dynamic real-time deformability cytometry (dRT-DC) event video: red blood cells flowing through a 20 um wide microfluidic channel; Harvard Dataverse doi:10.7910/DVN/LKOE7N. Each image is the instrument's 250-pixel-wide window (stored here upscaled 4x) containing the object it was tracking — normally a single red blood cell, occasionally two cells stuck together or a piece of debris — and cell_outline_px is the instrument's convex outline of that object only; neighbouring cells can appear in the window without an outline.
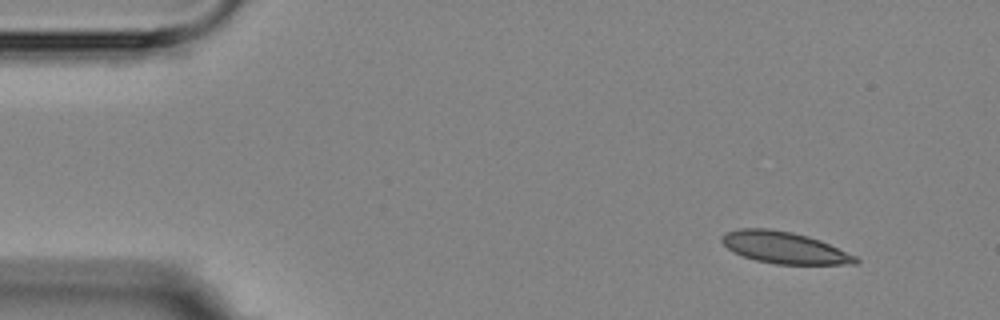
{"species": "Egyptian fruit bat (a non-hibernating species)", "species_latin": "Rousettus aegyptiacus", "temperature_condition": "room temperature", "stored_images_in_passage": 2, "camera_frame_rate_fps": 3000, "um_per_image_px": 0.085, "animal": {"sex": "female"}, "frame": {"image": 1, "passage_image": 2, "time_ms": 2.0, "image_size_px": [1000, 320], "cell_outline_px": [[860, 260], [856, 264], [776, 264], [756, 260], [732, 252], [720, 240], [720, 236], [724, 232], [740, 228], [768, 228], [792, 232], [808, 236], [820, 240], [856, 256]], "centroid_in_image_um": [66.63, 21.04], "position_along_channel_um": 18.4, "area_um2": 24.74}}